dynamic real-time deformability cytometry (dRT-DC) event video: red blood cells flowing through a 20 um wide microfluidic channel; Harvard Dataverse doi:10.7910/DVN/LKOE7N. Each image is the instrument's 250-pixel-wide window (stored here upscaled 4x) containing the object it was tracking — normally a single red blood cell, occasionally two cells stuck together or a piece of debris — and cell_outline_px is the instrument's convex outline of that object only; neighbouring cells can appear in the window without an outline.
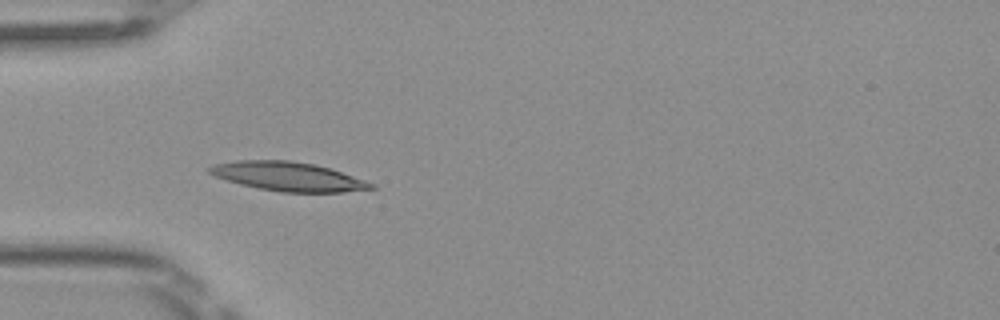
{"species": "Egyptian fruit bat (a non-hibernating species)", "species_latin": "Rousettus aegyptiacus", "temperature_condition": "room temperature", "stored_images_in_passage": 6, "camera_frame_rate_fps": 3000, "um_per_image_px": 0.085, "frame": {"image": 1, "passage_image": 4, "time_ms": 1.0, "image_size_px": [1000, 320], "cell_outline_px": [[376, 188], [344, 192], [280, 192], [240, 184], [216, 176], [208, 172], [208, 168], [212, 164], [236, 160], [288, 160], [312, 164], [328, 168], [376, 184]], "centroid_in_image_um": [24.47, 15.0], "position_along_channel_um": 60.5, "area_um2": 26.99}}
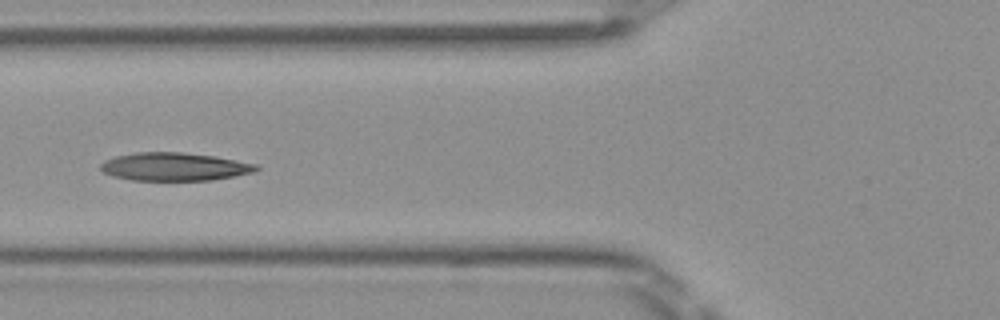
{"frame": {"image": 2, "passage_image": 5, "time_ms": 1.333, "image_size_px": [1000, 320], "cell_outline_px": [[260, 168], [256, 172], [236, 176], [212, 180], [132, 180], [112, 176], [104, 172], [100, 168], [100, 164], [104, 160], [116, 156], [136, 152], [184, 152], [216, 156], [256, 164]], "centroid_in_image_um": [14.85, 14.16], "position_along_channel_um": 111.0, "area_um2": 25.66}}
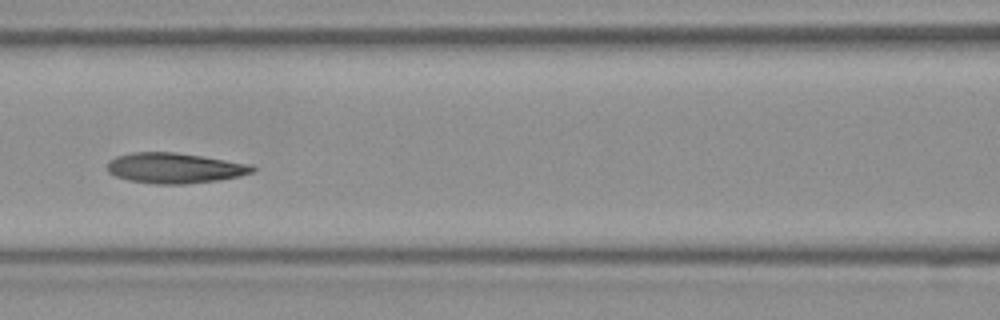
{"frame": {"image": 3, "passage_image": 6, "time_ms": 1.667, "image_size_px": [1000, 320], "cell_outline_px": [[256, 168], [252, 172], [240, 176], [216, 180], [188, 184], [156, 184], [128, 180], [116, 176], [108, 172], [108, 160], [116, 156], [132, 152], [176, 152], [252, 164]], "centroid_in_image_um": [14.84, 14.28], "position_along_channel_um": 151.8, "area_um2": 25.72}}